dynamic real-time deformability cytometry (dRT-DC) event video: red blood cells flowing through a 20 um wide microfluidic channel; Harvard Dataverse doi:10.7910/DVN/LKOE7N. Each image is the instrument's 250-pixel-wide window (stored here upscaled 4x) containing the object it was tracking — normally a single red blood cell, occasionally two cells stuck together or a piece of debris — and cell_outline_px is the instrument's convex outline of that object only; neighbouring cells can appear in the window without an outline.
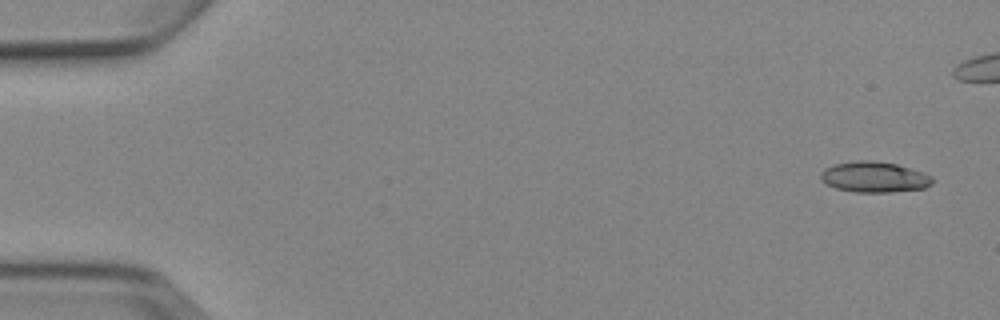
{"species": "Egyptian fruit bat (a non-hibernating species)", "species_latin": "Rousettus aegyptiacus", "temperature_condition": "cold", "stored_images_in_passage": 6, "camera_frame_rate_fps": 3000, "um_per_image_px": 0.085, "animal": {"sex": "female"}, "frame": {"image": 1, "passage_image": 1, "time_ms": 0.0, "image_size_px": [1000, 320], "cell_outline_px": [[936, 180], [932, 184], [924, 188], [888, 192], [852, 192], [836, 188], [824, 184], [820, 180], [820, 172], [824, 168], [832, 164], [860, 160], [872, 160], [896, 164], [932, 176]], "centroid_in_image_um": [74.26, 15.05], "position_along_channel_um": 10.7, "area_um2": 20.11}}